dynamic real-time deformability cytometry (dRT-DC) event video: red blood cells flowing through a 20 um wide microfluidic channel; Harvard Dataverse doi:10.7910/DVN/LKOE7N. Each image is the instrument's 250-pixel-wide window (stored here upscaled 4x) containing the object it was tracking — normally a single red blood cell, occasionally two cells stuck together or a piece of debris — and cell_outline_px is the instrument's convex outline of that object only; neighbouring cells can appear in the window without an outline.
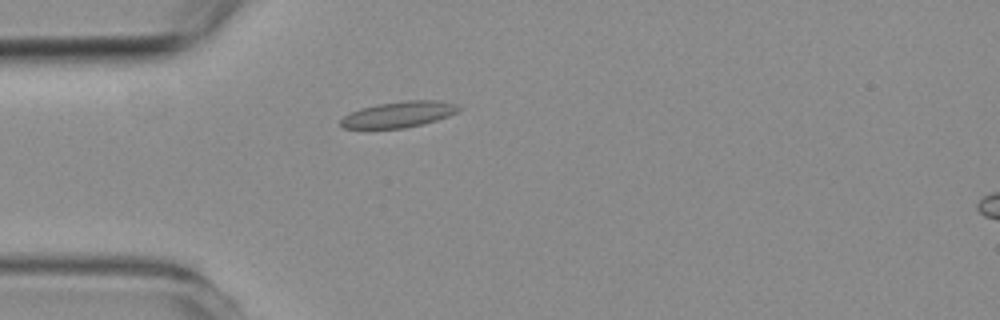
{"species": "common noctule bat (a hibernating species)", "species_latin": "Nyctalus noctula", "temperature_condition": "room temperature", "stored_images_in_passage": 4, "camera_frame_rate_fps": 3000, "um_per_image_px": 0.085, "animal": {"sex": "female", "body_mass_g": 19.3, "forearm_length_mm": 54.1}, "frame": {"image": 1, "passage_image": 3, "time_ms": 2.333, "image_size_px": [1000, 320], "cell_outline_px": [[460, 108], [456, 112], [448, 116], [436, 120], [404, 128], [344, 128], [340, 124], [340, 120], [344, 116], [360, 108], [376, 104], [404, 100], [440, 100], [460, 104]], "centroid_in_image_um": [33.91, 9.7], "position_along_channel_um": 51.1, "area_um2": 17.8}}